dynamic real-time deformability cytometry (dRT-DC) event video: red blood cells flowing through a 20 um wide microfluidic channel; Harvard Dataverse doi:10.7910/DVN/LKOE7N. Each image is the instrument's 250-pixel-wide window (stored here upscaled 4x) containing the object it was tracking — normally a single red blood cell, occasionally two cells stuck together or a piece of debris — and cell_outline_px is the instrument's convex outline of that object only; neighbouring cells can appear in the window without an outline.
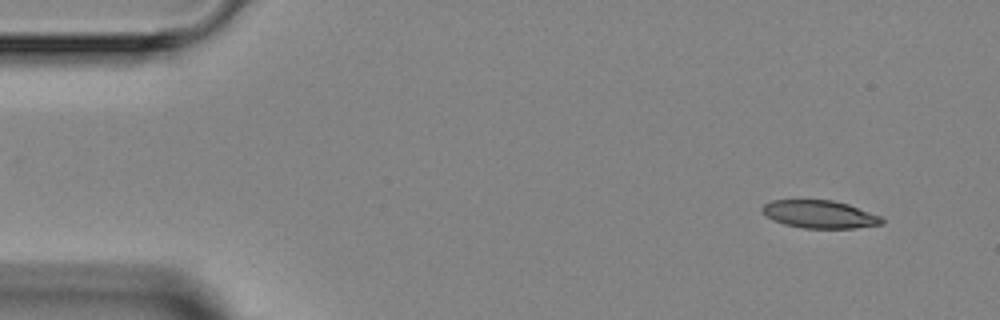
{"species": "Egyptian fruit bat (a non-hibernating species)", "species_latin": "Rousettus aegyptiacus", "temperature_condition": "room temperature", "stored_images_in_passage": 4, "segment_of_instrument_passage": [2, 2], "camera_frame_rate_fps": 3000, "um_per_image_px": 0.085, "animal": {"sex": "female"}, "frame": {"image": 1, "passage_image": 4, "time_ms": 4.667, "image_size_px": [1000, 320], "cell_outline_px": [[884, 224], [852, 228], [804, 228], [784, 224], [772, 220], [760, 208], [764, 204], [772, 200], [832, 200], [848, 204], [880, 216], [884, 220]], "centroid_in_image_um": [69.67, 18.21], "position_along_channel_um": 15.3, "area_um2": 19.25}}